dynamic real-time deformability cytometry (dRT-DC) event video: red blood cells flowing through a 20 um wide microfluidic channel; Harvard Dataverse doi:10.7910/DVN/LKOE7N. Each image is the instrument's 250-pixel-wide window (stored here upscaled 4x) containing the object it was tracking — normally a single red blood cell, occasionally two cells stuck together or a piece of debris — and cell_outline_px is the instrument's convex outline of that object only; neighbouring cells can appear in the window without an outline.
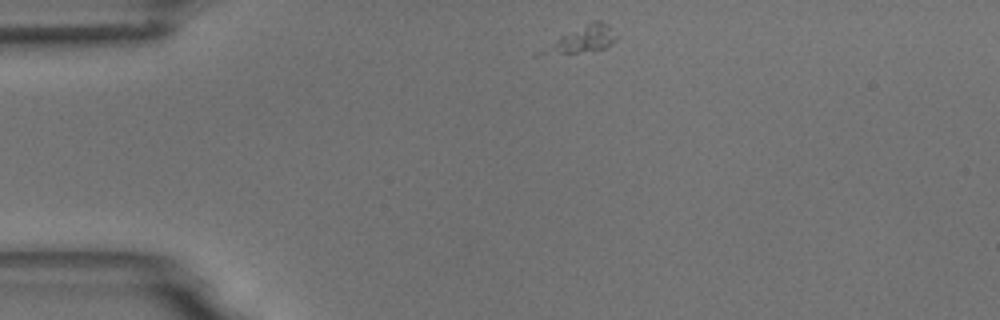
{"species": "common noctule bat (a hibernating species)", "species_latin": "Nyctalus noctula", "temperature_condition": "room temperature", "stored_images_in_passage": 46, "camera_frame_rate_fps": 3000, "um_per_image_px": 0.085, "animal": {"sex": "male", "body_mass_g": 18.8}, "frame": {"image": 1, "passage_image": 1, "time_ms": 0.0, "image_size_px": [1000, 320], "cell_outline_px": [[620, 36], [616, 40], [604, 48], [576, 52], [536, 56], [532, 56], [536, 52], [560, 36], [592, 20], [600, 20]], "centroid_in_image_um": [49.42, 3.36], "position_along_channel_um": 35.6, "area_um2": 11.39}}
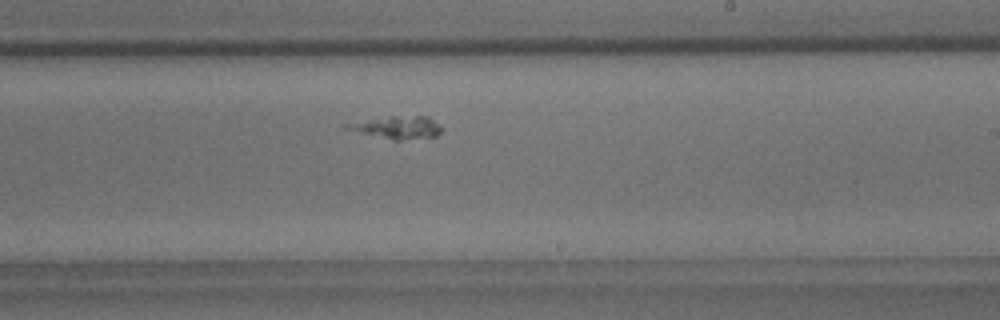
{"frame": {"image": 2, "passage_image": 23, "time_ms": 7.333, "image_size_px": [1000, 320], "cell_outline_px": [[440, 132], [436, 136], [400, 140], [392, 140], [344, 128], [344, 124], [392, 116], [428, 116], [440, 124]], "centroid_in_image_um": [33.82, 10.83], "position_along_channel_um": 255.2, "area_um2": 12.14}}
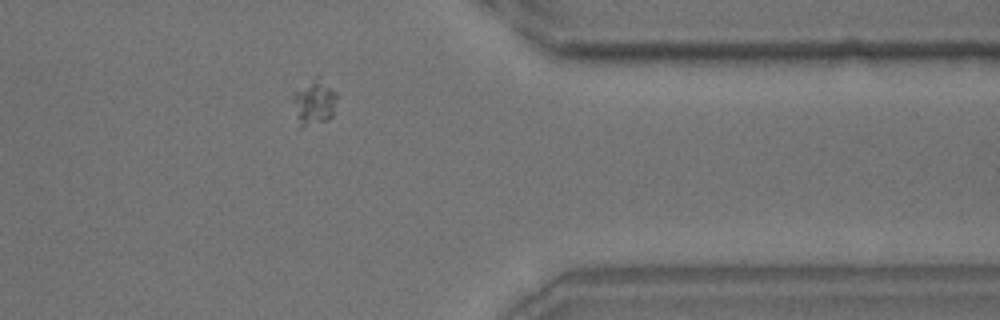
{"frame": {"image": 3, "passage_image": 35, "time_ms": 11.333, "image_size_px": [1000, 320], "cell_outline_px": [[336, 96], [332, 116], [328, 120], [300, 128], [288, 96], [292, 92], [316, 76], [320, 76], [336, 92]], "centroid_in_image_um": [26.62, 8.68], "position_along_channel_um": 384.8, "area_um2": 12.08}}